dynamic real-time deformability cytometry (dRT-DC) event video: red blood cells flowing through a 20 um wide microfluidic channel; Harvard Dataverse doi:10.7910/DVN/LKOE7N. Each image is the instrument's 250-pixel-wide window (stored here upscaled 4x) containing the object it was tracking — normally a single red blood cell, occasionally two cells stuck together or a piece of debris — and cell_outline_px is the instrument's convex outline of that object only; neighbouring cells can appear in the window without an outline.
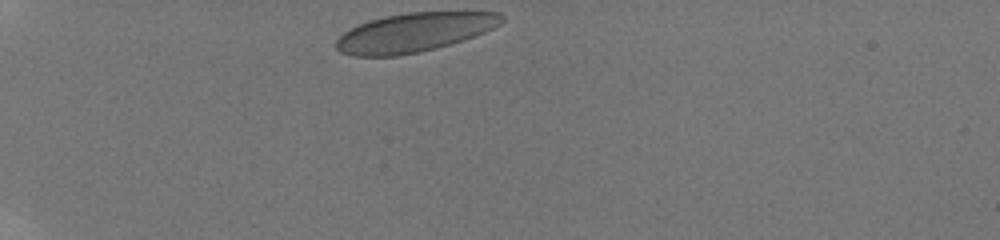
{"species": "human", "species_latin": "Homo sapiens", "temperature_condition": "room temperature", "stored_images_in_passage": 34, "camera_frame_rate_fps": 3000, "um_per_image_px": 0.085, "donor": {"sex": "male"}, "frame": {"image": 1, "passage_image": 1, "time_ms": 0.0, "image_size_px": [1000, 240], "cell_outline_px": [[504, 20], [500, 24], [484, 32], [464, 40], [436, 48], [420, 52], [396, 56], [352, 56], [340, 52], [336, 48], [336, 40], [344, 32], [360, 24], [384, 16], [408, 12], [500, 12], [504, 16]], "centroid_in_image_um": [35.22, 2.76], "position_along_channel_um": 49.8, "area_um2": 37.45}}
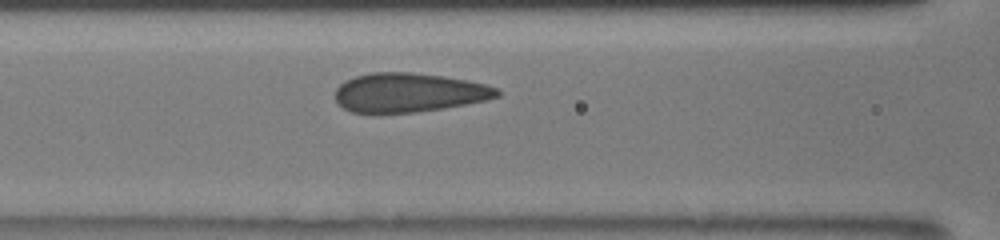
{"frame": {"image": 2, "passage_image": 11, "time_ms": 3.333, "image_size_px": [1000, 240], "cell_outline_px": [[500, 96], [488, 100], [444, 108], [416, 112], [352, 112], [336, 104], [336, 88], [340, 84], [356, 76], [372, 72], [412, 72], [444, 76], [468, 80], [484, 84], [496, 88], [500, 92]], "centroid_in_image_um": [34.77, 7.86], "position_along_channel_um": 131.8, "area_um2": 36.82}}
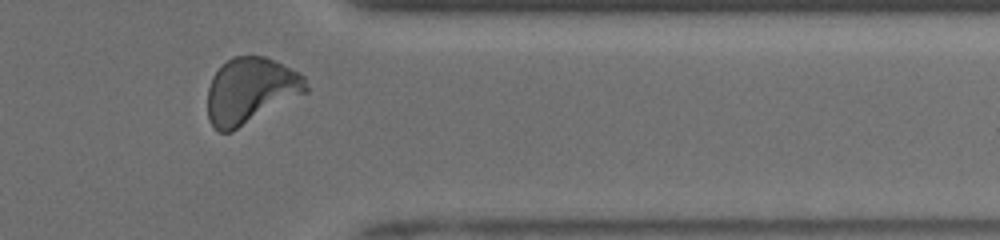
{"frame": {"image": 3, "passage_image": 31, "time_ms": 10.0, "image_size_px": [1000, 240], "cell_outline_px": [[308, 92], [232, 132], [220, 132], [208, 120], [208, 88], [212, 76], [232, 56], [264, 56], [304, 76], [308, 88]], "centroid_in_image_um": [21.29, 7.73], "position_along_channel_um": 390.1, "area_um2": 37.57}, "authors_computed_cell_mechanics": {"area_um2": 37.0498, "velocity_mm_per_s": 3.9171, "shape_relaxation_time_tau1_ms": 5.3968, "shape_relaxation_time_tau2_ms": null, "deformation_change_tau1": 0.1298, "deformation_change_tau2": null}}